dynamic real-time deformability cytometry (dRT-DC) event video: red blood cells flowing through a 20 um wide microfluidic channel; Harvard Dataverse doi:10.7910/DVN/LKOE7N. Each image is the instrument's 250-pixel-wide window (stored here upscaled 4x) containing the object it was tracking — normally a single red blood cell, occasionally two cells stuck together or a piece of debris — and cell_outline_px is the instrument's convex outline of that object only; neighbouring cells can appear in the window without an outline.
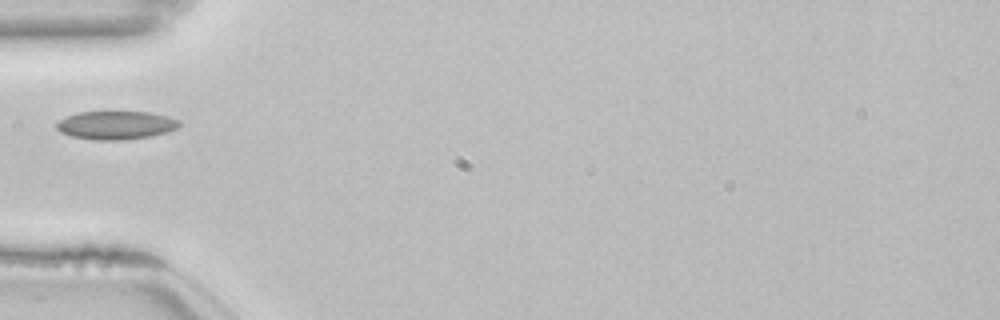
{"species": "common noctule bat (a hibernating species)", "species_latin": "Nyctalus noctula", "temperature_condition": "room temperature", "stored_images_in_passage": 37, "camera_frame_rate_fps": 3000, "um_per_image_px": 0.085, "animal": {"sex": "female", "body_mass_g": 22.7, "forearm_length_mm": 54.2}, "frame": {"image": 1, "passage_image": 1, "time_ms": 0.0, "image_size_px": [1000, 320], "cell_outline_px": [[180, 124], [176, 128], [168, 132], [152, 136], [124, 140], [92, 140], [72, 136], [60, 132], [56, 128], [56, 124], [60, 120], [68, 116], [80, 112], [148, 112], [168, 116], [180, 120]], "centroid_in_image_um": [9.87, 10.65], "position_along_channel_um": 75.1, "area_um2": 20.29}}